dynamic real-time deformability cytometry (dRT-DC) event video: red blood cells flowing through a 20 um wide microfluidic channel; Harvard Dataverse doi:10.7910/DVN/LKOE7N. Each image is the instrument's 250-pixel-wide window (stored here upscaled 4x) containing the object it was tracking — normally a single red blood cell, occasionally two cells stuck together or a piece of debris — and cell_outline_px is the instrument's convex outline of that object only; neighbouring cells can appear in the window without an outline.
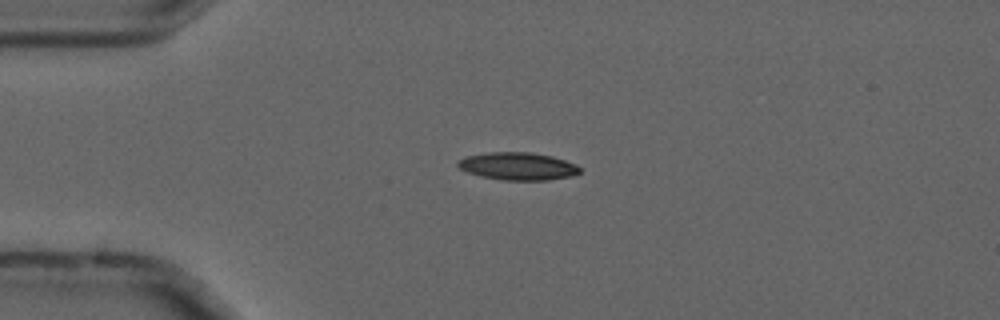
{"species": "common noctule bat (a hibernating species)", "species_latin": "Nyctalus noctula", "temperature_condition": "cold", "stored_images_in_passage": 44, "camera_frame_rate_fps": 3000, "um_per_image_px": 0.085, "animal": {"sex": "male", "forearm_length_mm": 52.5}, "frame": {"image": 1, "passage_image": 2, "time_ms": 0.333, "image_size_px": [1000, 320], "cell_outline_px": [[580, 172], [572, 176], [548, 180], [504, 180], [480, 176], [468, 172], [460, 168], [456, 164], [456, 160], [468, 156], [488, 152], [532, 152], [552, 156], [576, 164], [580, 168]], "centroid_in_image_um": [44.01, 14.12], "position_along_channel_um": 41.0, "area_um2": 19.65}}
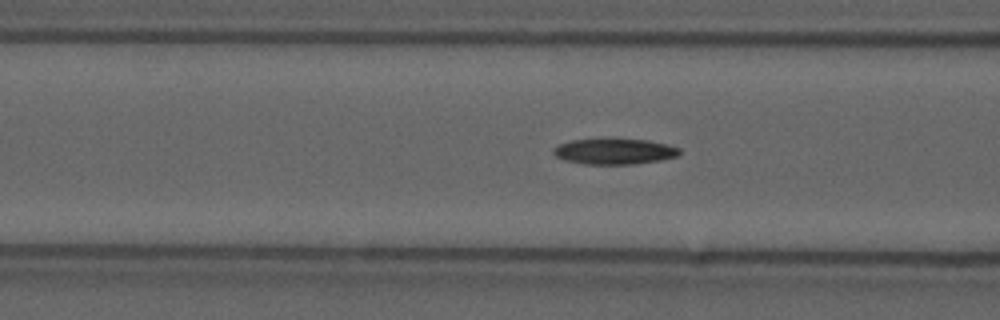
{"frame": {"image": 2, "passage_image": 10, "time_ms": 3.0, "image_size_px": [1000, 320], "cell_outline_px": [[680, 152], [676, 156], [660, 160], [632, 164], [584, 164], [564, 160], [556, 156], [552, 152], [552, 148], [560, 144], [572, 140], [604, 136], [616, 136], [648, 140], [668, 144], [680, 148]], "centroid_in_image_um": [52.19, 12.81], "position_along_channel_um": 114.4, "area_um2": 19.83}}
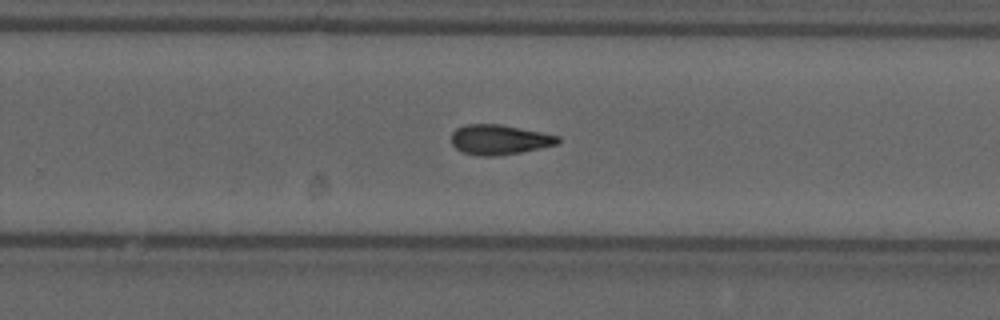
{"frame": {"image": 3, "passage_image": 24, "time_ms": 7.667, "image_size_px": [1000, 320], "cell_outline_px": [[560, 140], [556, 144], [520, 152], [496, 156], [480, 156], [460, 152], [452, 144], [452, 132], [456, 128], [464, 124], [500, 124], [560, 136]], "centroid_in_image_um": [42.39, 11.87], "position_along_channel_um": 287.4, "area_um2": 18.5}, "authors_computed_cell_mechanics": {"area_um2": 18.4671, "velocity_mm_per_s": 3.7142, "shape_relaxation_time_tau1_ms": 9.6954, "shape_relaxation_time_tau2_ms": 10.6317, "deformation_change_tau1": 0.2249, "deformation_change_tau2": 0.2316}}